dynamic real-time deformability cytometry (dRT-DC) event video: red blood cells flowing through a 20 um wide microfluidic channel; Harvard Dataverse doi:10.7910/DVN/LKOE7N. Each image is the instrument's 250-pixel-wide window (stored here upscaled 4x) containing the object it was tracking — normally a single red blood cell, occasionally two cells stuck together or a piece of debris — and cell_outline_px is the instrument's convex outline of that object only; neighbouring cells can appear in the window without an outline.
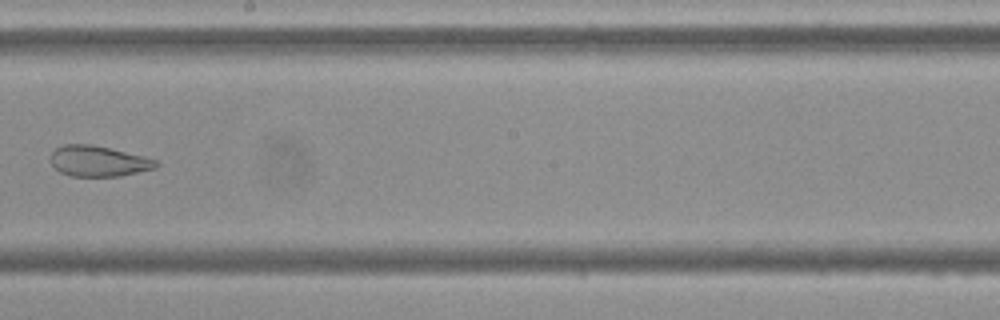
{"species": "Egyptian fruit bat (a non-hibernating species)", "species_latin": "Rousettus aegyptiacus", "temperature_condition": "cold", "stored_images_in_passage": 15, "camera_frame_rate_fps": 3000, "um_per_image_px": 0.085, "frame": {"image": 1, "passage_image": 9, "time_ms": 10.333, "image_size_px": [1000, 320], "cell_outline_px": [[160, 164], [156, 168], [120, 176], [72, 176], [60, 172], [52, 164], [52, 152], [56, 148], [64, 144], [92, 144], [144, 156], [156, 160]], "centroid_in_image_um": [8.39, 13.69], "position_along_channel_um": 239.8, "area_um2": 18.73}}
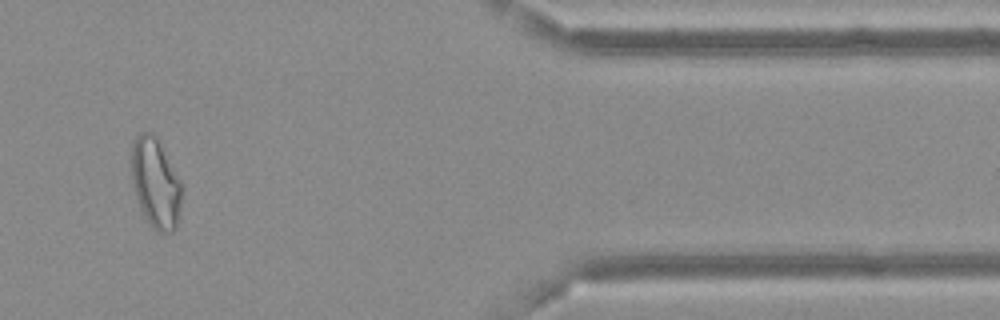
{"frame": {"image": 2, "passage_image": 13, "time_ms": 15.667, "image_size_px": [1000, 320], "cell_outline_px": [[180, 200], [176, 228], [172, 232], [156, 232], [152, 228], [144, 216], [140, 208], [132, 184], [132, 144], [136, 136], [140, 132], [152, 132], [156, 136], [180, 180]], "centroid_in_image_um": [13.19, 15.57], "position_along_channel_um": 398.2, "area_um2": 25.95}, "authors_computed_cell_mechanics": {"area_um2": 26.7614, "velocity_mm_per_s": 3.6534, "shape_relaxation_time_tau1_ms": null, "shape_relaxation_time_tau2_ms": 1.5541, "deformation_change_tau1": null, "deformation_change_tau2": 0.0818}}